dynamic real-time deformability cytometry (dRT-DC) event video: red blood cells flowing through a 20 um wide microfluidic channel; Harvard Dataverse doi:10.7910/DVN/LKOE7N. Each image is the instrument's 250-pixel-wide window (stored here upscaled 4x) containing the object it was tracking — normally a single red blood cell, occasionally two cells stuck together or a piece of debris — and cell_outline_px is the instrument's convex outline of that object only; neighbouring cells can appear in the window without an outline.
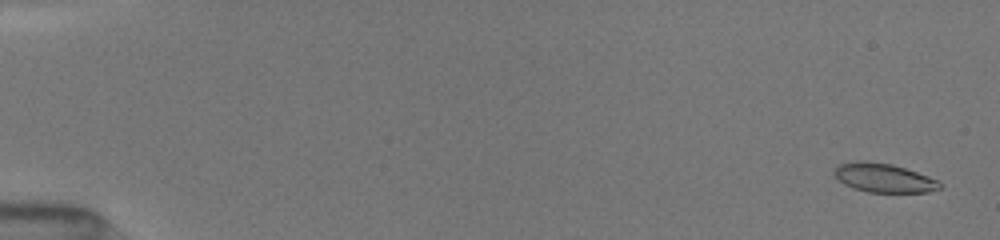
{"species": "common noctule bat (a hibernating species)", "species_latin": "Nyctalus noctula", "temperature_condition": "room temperature", "stored_images_in_passage": 51, "camera_frame_rate_fps": 3000, "um_per_image_px": 0.085, "animal": {"sex": "female", "body_mass_g": 19.5, "forearm_length_mm": 54.1}, "frame": {"image": 1, "passage_image": 3, "time_ms": 0.333, "image_size_px": [1000, 240], "cell_outline_px": [[944, 184], [940, 188], [928, 192], [868, 192], [852, 188], [844, 184], [832, 172], [836, 164], [856, 160], [864, 160], [892, 164], [940, 180]], "centroid_in_image_um": [75.1, 15.11], "position_along_channel_um": 9.9, "area_um2": 18.03}}
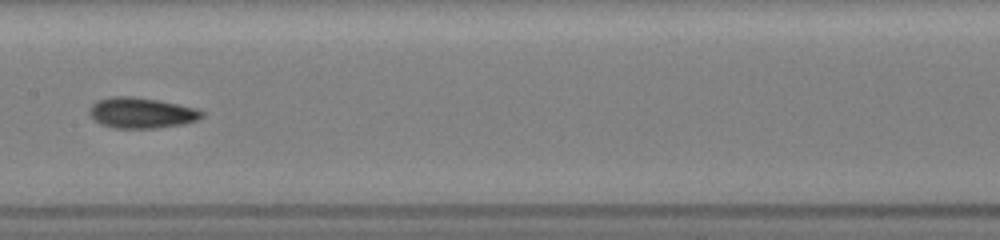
{"frame": {"image": 2, "passage_image": 23, "time_ms": 9.0, "image_size_px": [1000, 240], "cell_outline_px": [[204, 116], [196, 120], [184, 124], [156, 128], [112, 128], [100, 124], [88, 112], [88, 108], [96, 100], [112, 96], [132, 96], [160, 100], [196, 108], [204, 112]], "centroid_in_image_um": [12.01, 9.59], "position_along_channel_um": 195.4, "area_um2": 20.29}}
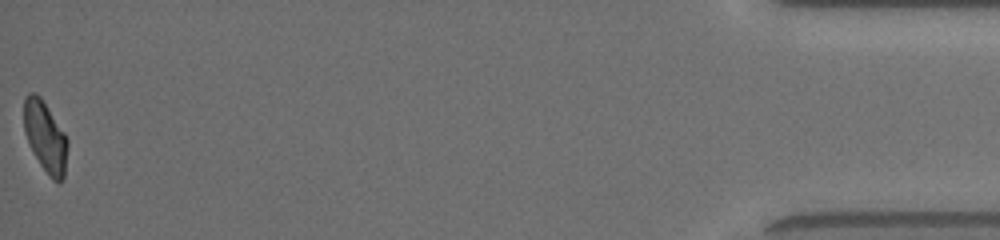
{"frame": {"image": 3, "passage_image": 50, "time_ms": 17.0, "image_size_px": [1000, 240], "cell_outline_px": [[68, 148], [64, 180], [60, 184], [52, 180], [48, 176], [32, 152], [24, 132], [24, 96], [28, 92], [36, 92], [40, 96], [64, 132], [68, 140]], "centroid_in_image_um": [3.86, 11.66], "position_along_channel_um": 431.3, "area_um2": 18.38}, "authors_computed_cell_mechanics": {"area_um2": 18.6694, "velocity_mm_per_s": 4.0572, "shape_relaxation_time_tau1_ms": 4.8059, "shape_relaxation_time_tau2_ms": 2.5433, "deformation_change_tau1": 0.1259, "deformation_change_tau2": 0.0814}}